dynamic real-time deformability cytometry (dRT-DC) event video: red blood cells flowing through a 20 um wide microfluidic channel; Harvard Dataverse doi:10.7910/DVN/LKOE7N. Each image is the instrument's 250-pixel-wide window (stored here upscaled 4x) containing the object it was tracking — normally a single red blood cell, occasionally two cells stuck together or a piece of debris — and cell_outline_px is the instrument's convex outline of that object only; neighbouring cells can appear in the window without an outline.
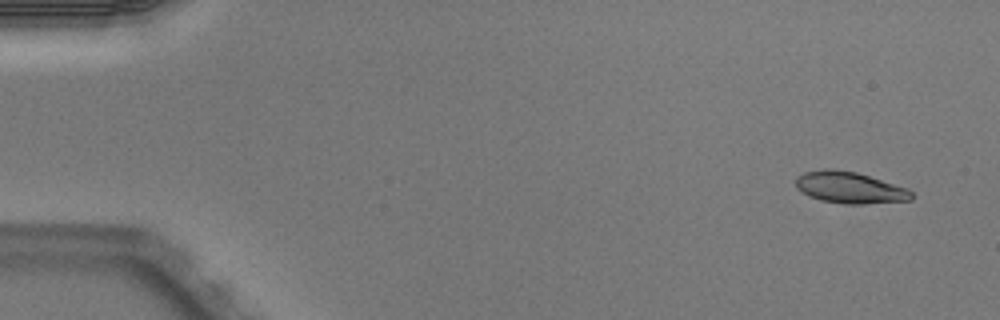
{"species": "Egyptian fruit bat (a non-hibernating species)", "species_latin": "Rousettus aegyptiacus", "temperature_condition": "warm", "stored_images_in_passage": 5, "camera_frame_rate_fps": 3000, "um_per_image_px": 0.085, "animal": {"sex": "male"}, "frame": {"image": 1, "passage_image": 1, "time_ms": 0.0, "image_size_px": [1000, 320], "cell_outline_px": [[912, 200], [864, 204], [844, 204], [820, 200], [808, 196], [800, 192], [796, 188], [796, 176], [804, 172], [824, 168], [832, 168], [856, 172], [908, 188], [912, 192]], "centroid_in_image_um": [72.19, 15.94], "position_along_channel_um": 12.8, "area_um2": 21.5}}
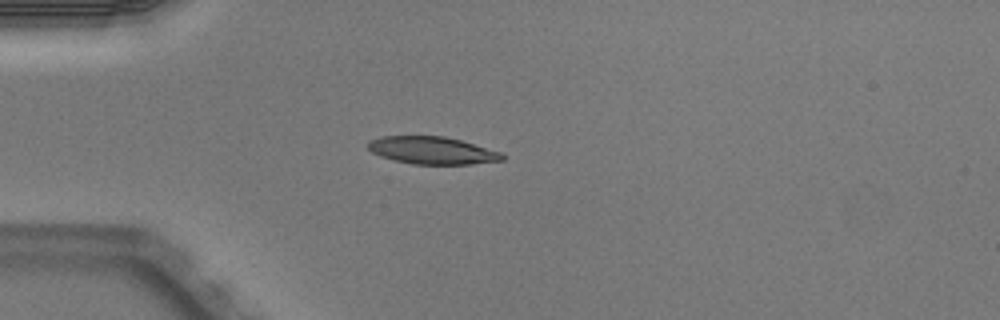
{"frame": {"image": 2, "passage_image": 4, "time_ms": 1.0, "image_size_px": [1000, 320], "cell_outline_px": [[504, 160], [472, 164], [412, 164], [380, 156], [372, 152], [368, 148], [368, 140], [380, 136], [444, 136], [460, 140], [500, 152], [504, 156]], "centroid_in_image_um": [36.7, 12.78], "position_along_channel_um": 48.3, "area_um2": 21.33}}